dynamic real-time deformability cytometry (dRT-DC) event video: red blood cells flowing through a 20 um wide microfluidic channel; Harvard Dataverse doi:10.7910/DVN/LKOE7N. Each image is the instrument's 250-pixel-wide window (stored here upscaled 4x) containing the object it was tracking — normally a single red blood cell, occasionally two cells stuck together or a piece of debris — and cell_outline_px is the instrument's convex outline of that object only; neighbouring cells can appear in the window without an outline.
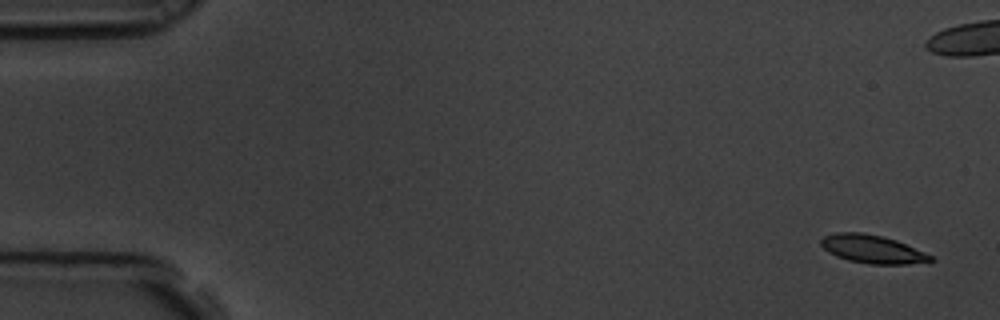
{"species": "common noctule bat (a hibernating species)", "species_latin": "Nyctalus noctula", "temperature_condition": "room temperature", "stored_images_in_passage": 6, "camera_frame_rate_fps": 3000, "um_per_image_px": 0.085, "animal": {"sex": "male", "body_mass_g": 19.5, "forearm_length_mm": 54.6}, "frame": {"image": 1, "passage_image": 1, "time_ms": 0.0, "image_size_px": [1000, 320], "cell_outline_px": [[936, 260], [908, 264], [868, 264], [848, 260], [836, 256], [828, 252], [820, 244], [820, 240], [824, 236], [836, 232], [864, 232], [884, 236], [896, 240], [924, 252], [932, 256]], "centroid_in_image_um": [74.13, 21.17], "position_along_channel_um": 10.9, "area_um2": 18.09}}